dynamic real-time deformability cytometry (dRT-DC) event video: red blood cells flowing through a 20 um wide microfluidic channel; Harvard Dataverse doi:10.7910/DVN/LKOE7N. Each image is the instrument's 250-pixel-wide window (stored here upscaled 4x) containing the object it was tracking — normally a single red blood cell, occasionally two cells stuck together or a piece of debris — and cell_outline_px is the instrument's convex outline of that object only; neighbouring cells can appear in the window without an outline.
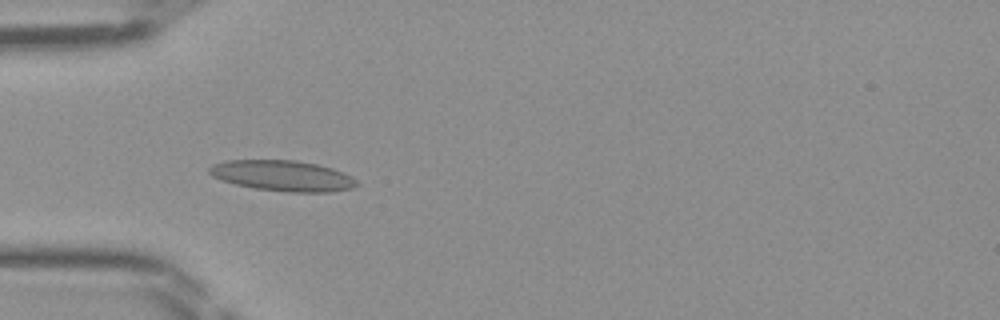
{"species": "Egyptian fruit bat (a non-hibernating species)", "species_latin": "Rousettus aegyptiacus", "temperature_condition": "room temperature", "stored_images_in_passage": 44, "camera_frame_rate_fps": 3000, "um_per_image_px": 0.085, "frame": {"image": 1, "passage_image": 12, "time_ms": 3.667, "image_size_px": [1000, 320], "cell_outline_px": [[360, 184], [352, 188], [328, 192], [288, 192], [256, 188], [236, 184], [212, 176], [208, 172], [208, 168], [212, 164], [228, 160], [296, 160], [316, 164], [332, 168], [344, 172], [352, 176]], "centroid_in_image_um": [24.05, 14.93], "position_along_channel_um": 61.0, "area_um2": 26.3}}
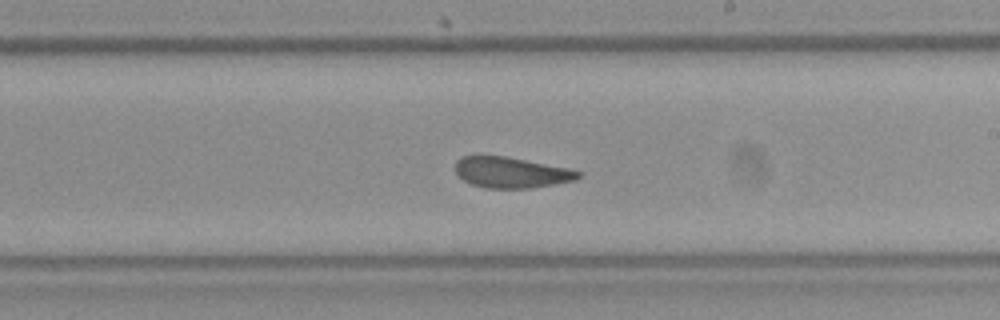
{"frame": {"image": 2, "passage_image": 25, "time_ms": 8.0, "image_size_px": [1000, 320], "cell_outline_px": [[584, 172], [576, 180], [556, 184], [532, 188], [488, 188], [472, 184], [464, 180], [456, 172], [456, 160], [464, 156], [504, 156], [568, 168]], "centroid_in_image_um": [43.5, 14.67], "position_along_channel_um": 245.5, "area_um2": 21.91}}
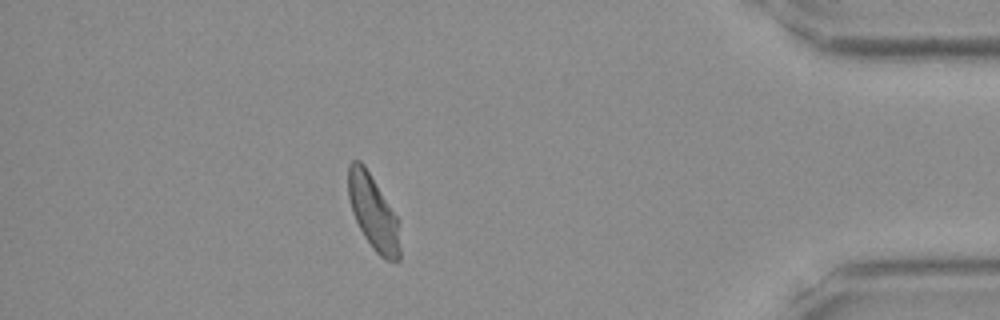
{"frame": {"image": 3, "passage_image": 39, "time_ms": 12.667, "image_size_px": [1000, 320], "cell_outline_px": [[400, 260], [384, 260], [372, 248], [364, 236], [352, 212], [348, 196], [348, 164], [352, 160], [360, 160], [364, 164], [396, 216], [400, 248]], "centroid_in_image_um": [31.69, 18.05], "position_along_channel_um": 403.5, "area_um2": 22.14}}